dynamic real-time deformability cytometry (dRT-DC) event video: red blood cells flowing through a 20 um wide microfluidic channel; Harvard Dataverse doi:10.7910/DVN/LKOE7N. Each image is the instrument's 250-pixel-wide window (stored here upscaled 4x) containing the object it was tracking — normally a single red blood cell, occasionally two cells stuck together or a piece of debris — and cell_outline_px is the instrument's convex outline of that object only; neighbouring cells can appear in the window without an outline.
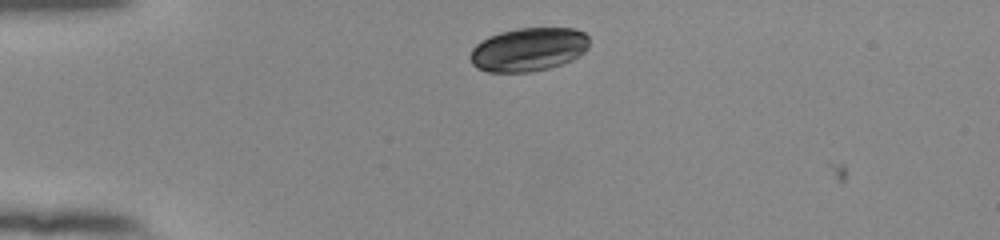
{"species": "human", "species_latin": "Homo sapiens", "temperature_condition": "room temperature", "stored_images_in_passage": 6, "camera_frame_rate_fps": 3000, "um_per_image_px": 0.085, "donor": {"sex": "female"}, "frame": {"image": 1, "passage_image": 1, "time_ms": 0.0, "image_size_px": [1000, 240], "cell_outline_px": [[588, 48], [584, 52], [572, 60], [548, 68], [532, 72], [488, 72], [476, 68], [472, 64], [468, 56], [472, 48], [480, 40], [488, 36], [500, 32], [516, 28], [572, 28], [584, 32], [588, 36]], "centroid_in_image_um": [44.88, 4.2], "position_along_channel_um": 40.1, "area_um2": 30.52}}